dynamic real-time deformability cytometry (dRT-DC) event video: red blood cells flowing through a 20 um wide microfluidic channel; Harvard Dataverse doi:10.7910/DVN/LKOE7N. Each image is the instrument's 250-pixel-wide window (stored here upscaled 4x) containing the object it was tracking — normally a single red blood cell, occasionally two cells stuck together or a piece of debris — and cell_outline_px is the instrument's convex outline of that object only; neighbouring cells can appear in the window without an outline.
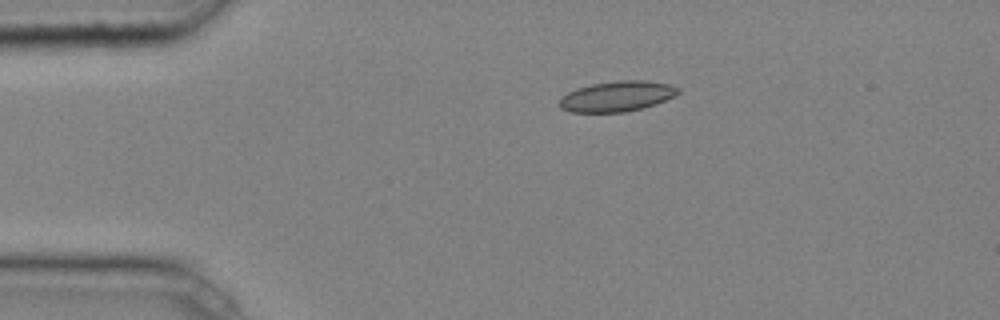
{"species": "common noctule bat (a hibernating species)", "species_latin": "Nyctalus noctula", "temperature_condition": "cold", "stored_images_in_passage": 2, "camera_frame_rate_fps": 3000, "um_per_image_px": 0.085, "animal": {"sex": "male", "body_mass_g": 20.4}, "frame": {"image": 1, "passage_image": 2, "time_ms": 0.333, "image_size_px": [1000, 320], "cell_outline_px": [[680, 92], [676, 96], [656, 104], [644, 108], [624, 112], [572, 112], [560, 108], [560, 100], [568, 92], [576, 88], [592, 84], [620, 80], [644, 80], [672, 84], [680, 88]], "centroid_in_image_um": [52.51, 8.18], "position_along_channel_um": 32.5, "area_um2": 21.15}}